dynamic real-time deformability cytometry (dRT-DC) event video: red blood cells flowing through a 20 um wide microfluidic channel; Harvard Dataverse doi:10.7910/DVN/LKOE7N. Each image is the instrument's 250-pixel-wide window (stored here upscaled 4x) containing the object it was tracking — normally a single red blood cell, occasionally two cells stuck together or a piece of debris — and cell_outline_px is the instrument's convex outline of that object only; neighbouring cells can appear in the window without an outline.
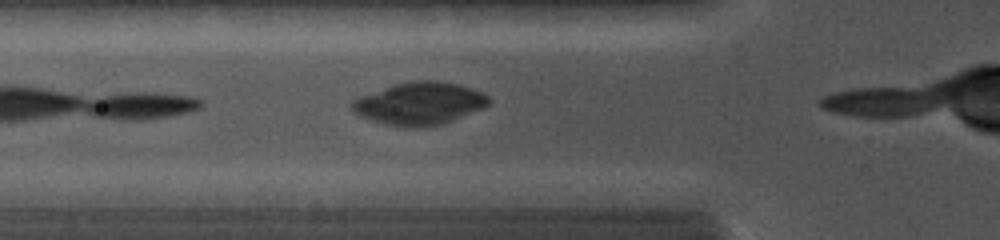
{"species": "common noctule bat (a hibernating species)", "species_latin": "Nyctalus noctula", "temperature_condition": "cold", "stored_images_in_passage": 6, "camera_frame_rate_fps": 5000, "um_per_image_px": 0.085, "animal": {"sex": "female", "body_mass_g": 19.0, "forearm_length_mm": 56.7}, "frame": {"image": 1, "passage_image": 3, "time_ms": 1.0, "image_size_px": [1000, 240], "cell_outline_px": [[492, 100], [488, 104], [480, 108], [444, 124], [416, 128], [400, 128], [384, 124], [360, 116], [352, 112], [348, 104], [352, 100], [360, 96], [392, 84], [412, 80], [432, 80], [456, 84], [472, 88], [488, 96]], "centroid_in_image_um": [35.58, 8.81], "position_along_channel_um": 90.2, "area_um2": 34.16}}